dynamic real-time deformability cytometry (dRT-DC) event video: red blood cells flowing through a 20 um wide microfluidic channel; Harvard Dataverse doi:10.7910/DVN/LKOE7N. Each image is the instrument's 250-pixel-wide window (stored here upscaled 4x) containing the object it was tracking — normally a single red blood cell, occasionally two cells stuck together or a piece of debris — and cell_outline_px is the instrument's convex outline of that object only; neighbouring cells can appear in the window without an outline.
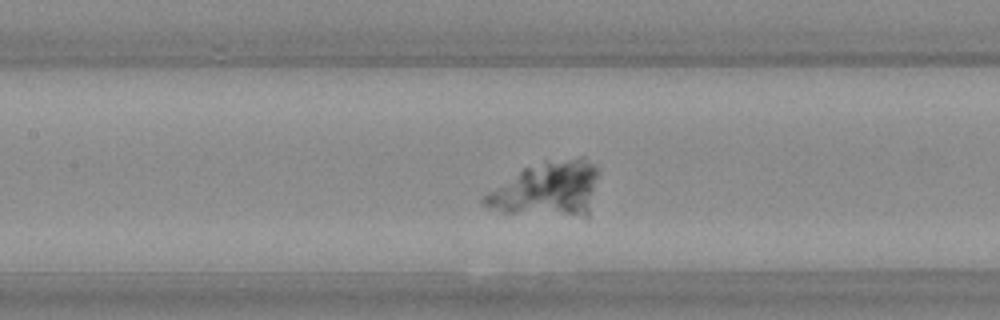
{"species": "Egyptian fruit bat (a non-hibernating species)", "species_latin": "Rousettus aegyptiacus", "temperature_condition": "warm", "stored_images_in_passage": 46, "camera_frame_rate_fps": 3000, "um_per_image_px": 0.085, "animal": {"sex": "female"}, "frame": {"image": 1, "passage_image": 15, "time_ms": 4.667, "image_size_px": [1000, 320], "cell_outline_px": [[596, 176], [588, 220], [504, 212], [488, 208], [480, 200], [488, 192], [524, 168], [548, 160], [580, 156], [584, 156], [596, 168]], "centroid_in_image_um": [46.55, 16.13], "position_along_channel_um": 160.9, "area_um2": 36.93}}
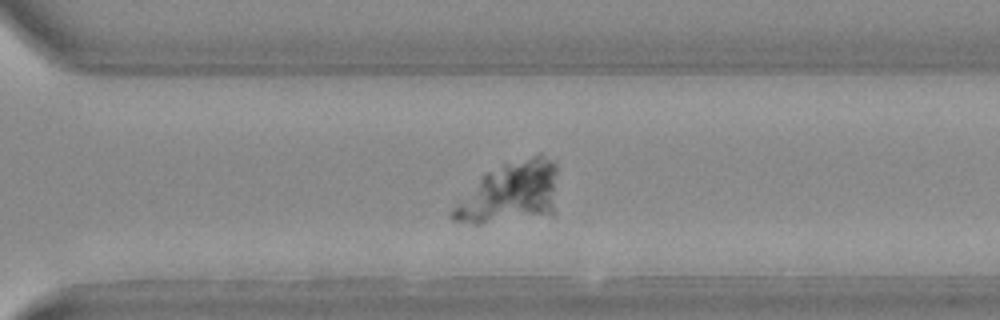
{"frame": {"image": 2, "passage_image": 29, "time_ms": 9.333, "image_size_px": [1000, 320], "cell_outline_px": [[556, 216], [480, 224], [472, 224], [452, 220], [448, 216], [448, 212], [488, 172], [504, 164], [540, 152], [552, 160], [556, 164]], "centroid_in_image_um": [43.45, 16.43], "position_along_channel_um": 327.1, "area_um2": 37.92}}